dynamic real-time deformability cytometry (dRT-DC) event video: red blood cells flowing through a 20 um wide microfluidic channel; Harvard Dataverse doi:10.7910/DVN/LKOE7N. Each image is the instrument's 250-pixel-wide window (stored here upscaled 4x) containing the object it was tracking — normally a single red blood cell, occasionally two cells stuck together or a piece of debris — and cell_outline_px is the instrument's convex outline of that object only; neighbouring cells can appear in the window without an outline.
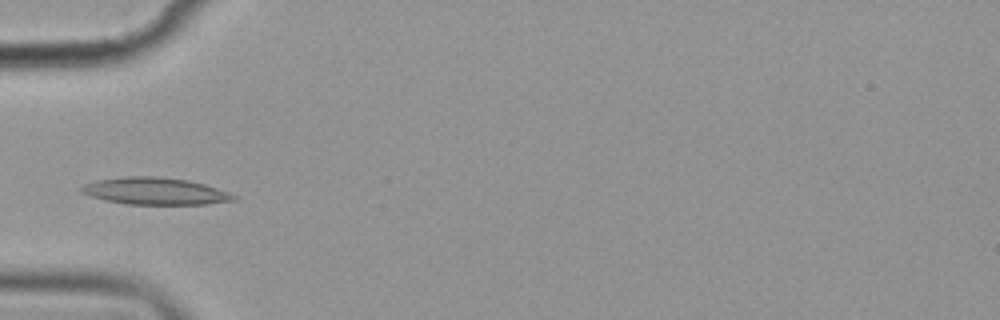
{"species": "common noctule bat (a hibernating species)", "species_latin": "Nyctalus noctula", "temperature_condition": "cold", "stored_images_in_passage": 6, "camera_frame_rate_fps": 3000, "um_per_image_px": 0.085, "animal": {"sex": "female", "body_mass_g": 19.9}, "frame": {"image": 1, "passage_image": 5, "time_ms": 4.667, "image_size_px": [1000, 320], "cell_outline_px": [[236, 200], [208, 204], [124, 204], [104, 200], [80, 192], [76, 188], [84, 184], [96, 180], [124, 176], [156, 176], [188, 180], [204, 184], [228, 192], [236, 196]], "centroid_in_image_um": [13.13, 16.24], "position_along_channel_um": 71.9, "area_um2": 24.1}}
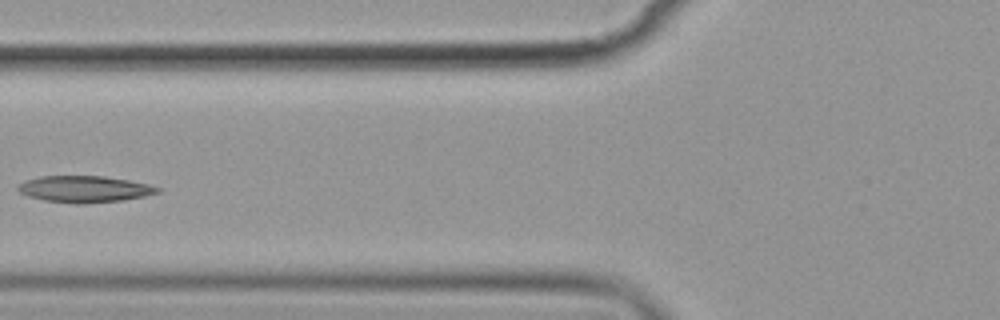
{"frame": {"image": 2, "passage_image": 6, "time_ms": 6.0, "image_size_px": [1000, 320], "cell_outline_px": [[164, 188], [160, 192], [144, 196], [124, 200], [84, 204], [76, 204], [44, 200], [28, 196], [20, 192], [16, 188], [24, 180], [40, 176], [104, 176], [128, 180], [148, 184]], "centroid_in_image_um": [7.2, 16.07], "position_along_channel_um": 118.6, "area_um2": 21.73}}